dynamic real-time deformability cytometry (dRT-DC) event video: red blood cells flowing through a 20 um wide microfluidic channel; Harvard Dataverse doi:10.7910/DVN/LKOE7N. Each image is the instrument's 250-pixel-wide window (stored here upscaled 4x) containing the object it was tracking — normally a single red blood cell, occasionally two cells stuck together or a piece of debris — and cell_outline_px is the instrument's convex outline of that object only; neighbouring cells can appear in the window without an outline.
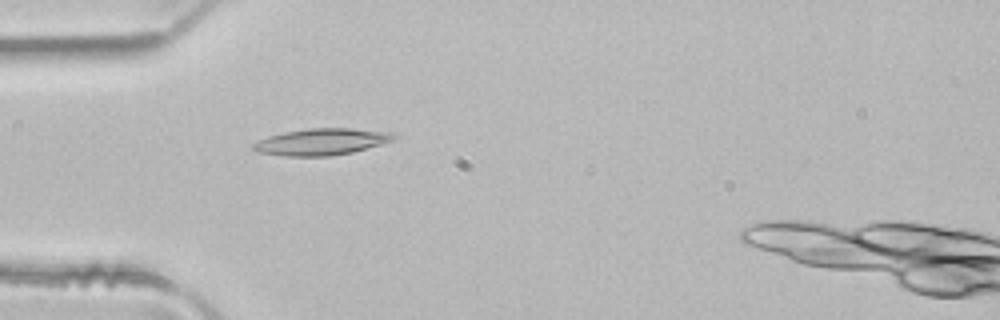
{"species": "common noctule bat (a hibernating species)", "species_latin": "Nyctalus noctula", "temperature_condition": "room temperature", "stored_images_in_passage": 5, "camera_frame_rate_fps": 3000, "um_per_image_px": 0.085, "animal": {"sex": "male", "body_mass_g": 21.5, "forearm_length_mm": 52.0}, "frame": {"image": 1, "passage_image": 4, "time_ms": 1.0, "image_size_px": [1000, 320], "cell_outline_px": [[396, 136], [392, 140], [380, 144], [352, 152], [332, 156], [284, 156], [260, 152], [252, 148], [252, 144], [268, 136], [284, 132], [308, 128], [352, 128], [396, 132]], "centroid_in_image_um": [27.35, 12.04], "position_along_channel_um": 57.6, "area_um2": 21.73}}